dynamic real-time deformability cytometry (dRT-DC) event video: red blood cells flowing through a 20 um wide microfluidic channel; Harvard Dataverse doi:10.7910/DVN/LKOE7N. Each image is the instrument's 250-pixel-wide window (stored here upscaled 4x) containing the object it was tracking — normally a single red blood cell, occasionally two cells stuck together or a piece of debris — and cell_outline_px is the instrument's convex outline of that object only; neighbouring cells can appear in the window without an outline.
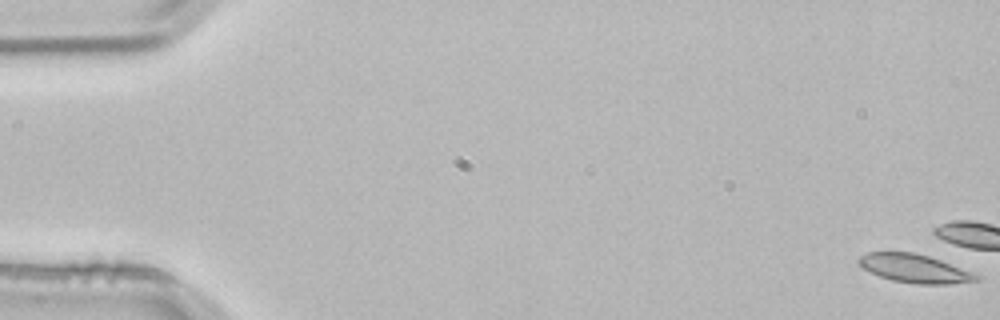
{"species": "common noctule bat (a hibernating species)", "species_latin": "Nyctalus noctula", "temperature_condition": "room temperature", "stored_images_in_passage": 7, "camera_frame_rate_fps": 3000, "um_per_image_px": 0.085, "animal": {"sex": "male", "body_mass_g": 21.5, "forearm_length_mm": 52.0}, "frame": {"image": 1, "passage_image": 1, "time_ms": 0.0, "image_size_px": [1000, 320], "cell_outline_px": [[980, 276], [976, 280], [948, 284], [916, 284], [892, 280], [880, 276], [864, 268], [856, 260], [860, 256], [868, 252], [916, 252], [940, 260]], "centroid_in_image_um": [77.69, 22.81], "position_along_channel_um": 7.3, "area_um2": 19.07}}